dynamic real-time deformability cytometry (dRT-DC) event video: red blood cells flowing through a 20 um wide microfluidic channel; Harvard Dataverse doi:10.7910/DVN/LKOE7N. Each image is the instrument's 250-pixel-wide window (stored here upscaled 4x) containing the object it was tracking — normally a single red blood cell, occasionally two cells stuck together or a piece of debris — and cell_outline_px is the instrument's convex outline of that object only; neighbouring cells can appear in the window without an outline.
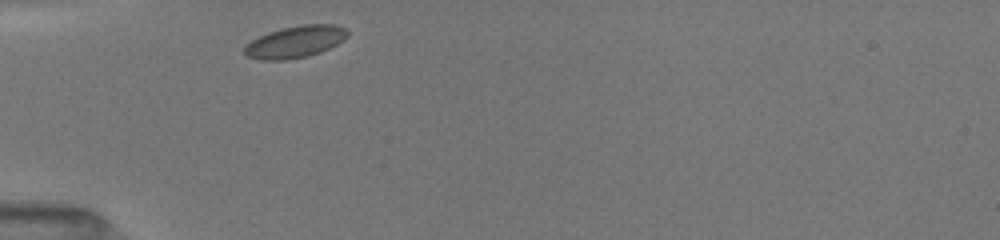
{"species": "common noctule bat (a hibernating species)", "species_latin": "Nyctalus noctula", "temperature_condition": "room temperature", "stored_images_in_passage": 46, "camera_frame_rate_fps": 3000, "um_per_image_px": 0.085, "animal": {"sex": "female", "body_mass_g": 19.5, "forearm_length_mm": 54.1}, "frame": {"image": 1, "passage_image": 1, "time_ms": 0.0, "image_size_px": [1000, 240], "cell_outline_px": [[348, 36], [336, 44], [320, 52], [308, 56], [288, 60], [260, 60], [248, 56], [244, 52], [244, 44], [268, 32], [284, 28], [304, 24], [336, 24], [348, 28]], "centroid_in_image_um": [25.11, 3.55], "position_along_channel_um": 59.9, "area_um2": 19.19}}
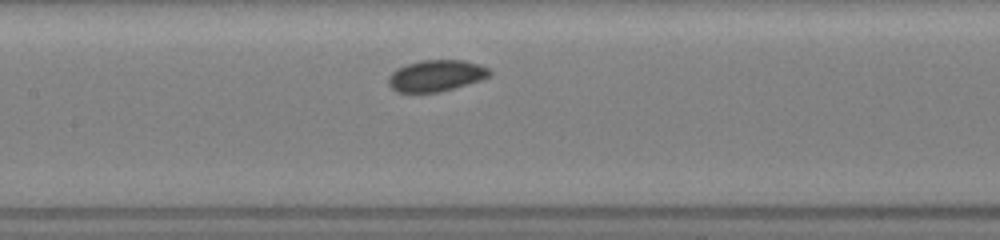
{"frame": {"image": 2, "passage_image": 20, "time_ms": 3.0, "image_size_px": [1000, 240], "cell_outline_px": [[492, 72], [488, 76], [480, 80], [440, 92], [396, 92], [388, 84], [388, 76], [396, 68], [420, 60], [464, 60], [480, 64], [488, 68]], "centroid_in_image_um": [37.05, 6.42], "position_along_channel_um": 170.3, "area_um2": 18.5}}
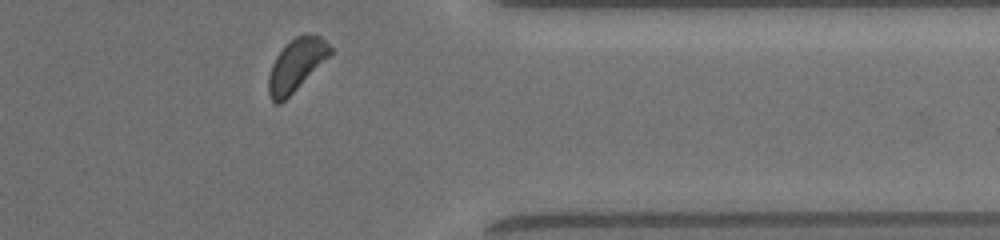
{"frame": {"image": 3, "passage_image": 46, "time_ms": 8.667, "image_size_px": [1000, 240], "cell_outline_px": [[332, 52], [280, 104], [276, 104], [268, 96], [268, 76], [272, 64], [276, 56], [296, 36], [320, 36], [332, 48]], "centroid_in_image_um": [25.13, 5.55], "position_along_channel_um": 386.3, "area_um2": 17.8}}